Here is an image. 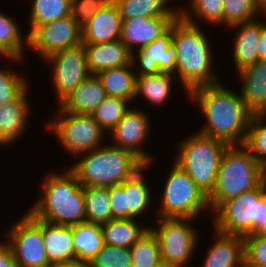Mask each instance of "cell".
<instances>
[{"label":"cell","instance_id":"obj_1","mask_svg":"<svg viewBox=\"0 0 266 267\" xmlns=\"http://www.w3.org/2000/svg\"><path fill=\"white\" fill-rule=\"evenodd\" d=\"M188 95L200 106L207 124L199 133L219 139L227 145H244L252 113L241 94L220 83L192 89Z\"/></svg>","mask_w":266,"mask_h":267},{"label":"cell","instance_id":"obj_2","mask_svg":"<svg viewBox=\"0 0 266 267\" xmlns=\"http://www.w3.org/2000/svg\"><path fill=\"white\" fill-rule=\"evenodd\" d=\"M200 29L197 23H188L181 16L173 23L175 71L187 94L196 87L219 83L211 69L209 40Z\"/></svg>","mask_w":266,"mask_h":267},{"label":"cell","instance_id":"obj_3","mask_svg":"<svg viewBox=\"0 0 266 267\" xmlns=\"http://www.w3.org/2000/svg\"><path fill=\"white\" fill-rule=\"evenodd\" d=\"M43 198L29 210L36 218L64 226L86 222L83 186L75 173H49L43 182Z\"/></svg>","mask_w":266,"mask_h":267},{"label":"cell","instance_id":"obj_4","mask_svg":"<svg viewBox=\"0 0 266 267\" xmlns=\"http://www.w3.org/2000/svg\"><path fill=\"white\" fill-rule=\"evenodd\" d=\"M265 180V169L244 146H228L221 158L209 208L216 211L224 202L257 188Z\"/></svg>","mask_w":266,"mask_h":267},{"label":"cell","instance_id":"obj_5","mask_svg":"<svg viewBox=\"0 0 266 267\" xmlns=\"http://www.w3.org/2000/svg\"><path fill=\"white\" fill-rule=\"evenodd\" d=\"M86 154L70 168L83 187L120 185L145 165L130 151L112 144Z\"/></svg>","mask_w":266,"mask_h":267},{"label":"cell","instance_id":"obj_6","mask_svg":"<svg viewBox=\"0 0 266 267\" xmlns=\"http://www.w3.org/2000/svg\"><path fill=\"white\" fill-rule=\"evenodd\" d=\"M228 146L219 139L197 133L184 140L174 160L209 196L215 188L221 158Z\"/></svg>","mask_w":266,"mask_h":267},{"label":"cell","instance_id":"obj_7","mask_svg":"<svg viewBox=\"0 0 266 267\" xmlns=\"http://www.w3.org/2000/svg\"><path fill=\"white\" fill-rule=\"evenodd\" d=\"M215 213V231L242 237L255 234L266 218V180L224 202Z\"/></svg>","mask_w":266,"mask_h":267},{"label":"cell","instance_id":"obj_8","mask_svg":"<svg viewBox=\"0 0 266 267\" xmlns=\"http://www.w3.org/2000/svg\"><path fill=\"white\" fill-rule=\"evenodd\" d=\"M169 173L161 198L160 218H190L209 207L206 196L176 162Z\"/></svg>","mask_w":266,"mask_h":267},{"label":"cell","instance_id":"obj_9","mask_svg":"<svg viewBox=\"0 0 266 267\" xmlns=\"http://www.w3.org/2000/svg\"><path fill=\"white\" fill-rule=\"evenodd\" d=\"M190 218H159V228L151 227L156 236L161 260L180 267L188 265L197 244L196 230L190 226Z\"/></svg>","mask_w":266,"mask_h":267},{"label":"cell","instance_id":"obj_10","mask_svg":"<svg viewBox=\"0 0 266 267\" xmlns=\"http://www.w3.org/2000/svg\"><path fill=\"white\" fill-rule=\"evenodd\" d=\"M59 115L64 118L51 122L48 129H52L62 146L71 154L81 155L99 148L104 130L91 114H77L65 112L59 107Z\"/></svg>","mask_w":266,"mask_h":267},{"label":"cell","instance_id":"obj_11","mask_svg":"<svg viewBox=\"0 0 266 267\" xmlns=\"http://www.w3.org/2000/svg\"><path fill=\"white\" fill-rule=\"evenodd\" d=\"M11 227L7 234L10 239L8 245L18 266L48 267L50 264L42 239V220L28 211Z\"/></svg>","mask_w":266,"mask_h":267},{"label":"cell","instance_id":"obj_12","mask_svg":"<svg viewBox=\"0 0 266 267\" xmlns=\"http://www.w3.org/2000/svg\"><path fill=\"white\" fill-rule=\"evenodd\" d=\"M25 37L27 47L46 59L56 52L82 43V27L69 15L38 25Z\"/></svg>","mask_w":266,"mask_h":267},{"label":"cell","instance_id":"obj_13","mask_svg":"<svg viewBox=\"0 0 266 267\" xmlns=\"http://www.w3.org/2000/svg\"><path fill=\"white\" fill-rule=\"evenodd\" d=\"M46 60L53 64L52 81L60 103L90 74L84 43L63 49Z\"/></svg>","mask_w":266,"mask_h":267},{"label":"cell","instance_id":"obj_14","mask_svg":"<svg viewBox=\"0 0 266 267\" xmlns=\"http://www.w3.org/2000/svg\"><path fill=\"white\" fill-rule=\"evenodd\" d=\"M141 110L129 109L123 119L109 132L114 146L125 149L138 157L145 165L152 163L151 155L141 150L149 131V117ZM141 144V145H140Z\"/></svg>","mask_w":266,"mask_h":267},{"label":"cell","instance_id":"obj_15","mask_svg":"<svg viewBox=\"0 0 266 267\" xmlns=\"http://www.w3.org/2000/svg\"><path fill=\"white\" fill-rule=\"evenodd\" d=\"M179 16L148 18L145 16L122 19L120 40L133 53V47H145L165 34Z\"/></svg>","mask_w":266,"mask_h":267},{"label":"cell","instance_id":"obj_16","mask_svg":"<svg viewBox=\"0 0 266 267\" xmlns=\"http://www.w3.org/2000/svg\"><path fill=\"white\" fill-rule=\"evenodd\" d=\"M173 24L171 28L145 47L138 49L140 72L136 75H151L160 72L174 75L176 69L175 51L172 46Z\"/></svg>","mask_w":266,"mask_h":267},{"label":"cell","instance_id":"obj_17","mask_svg":"<svg viewBox=\"0 0 266 267\" xmlns=\"http://www.w3.org/2000/svg\"><path fill=\"white\" fill-rule=\"evenodd\" d=\"M122 18L111 0L82 27V43L100 44L120 40Z\"/></svg>","mask_w":266,"mask_h":267},{"label":"cell","instance_id":"obj_18","mask_svg":"<svg viewBox=\"0 0 266 267\" xmlns=\"http://www.w3.org/2000/svg\"><path fill=\"white\" fill-rule=\"evenodd\" d=\"M88 69L91 75L129 65L132 62V53L121 41L110 43H84Z\"/></svg>","mask_w":266,"mask_h":267},{"label":"cell","instance_id":"obj_19","mask_svg":"<svg viewBox=\"0 0 266 267\" xmlns=\"http://www.w3.org/2000/svg\"><path fill=\"white\" fill-rule=\"evenodd\" d=\"M243 80L241 98L252 114H266V59L238 72Z\"/></svg>","mask_w":266,"mask_h":267},{"label":"cell","instance_id":"obj_20","mask_svg":"<svg viewBox=\"0 0 266 267\" xmlns=\"http://www.w3.org/2000/svg\"><path fill=\"white\" fill-rule=\"evenodd\" d=\"M107 96L97 75H89L60 103L65 112L91 114Z\"/></svg>","mask_w":266,"mask_h":267},{"label":"cell","instance_id":"obj_21","mask_svg":"<svg viewBox=\"0 0 266 267\" xmlns=\"http://www.w3.org/2000/svg\"><path fill=\"white\" fill-rule=\"evenodd\" d=\"M216 232L203 267H245V237Z\"/></svg>","mask_w":266,"mask_h":267},{"label":"cell","instance_id":"obj_22","mask_svg":"<svg viewBox=\"0 0 266 267\" xmlns=\"http://www.w3.org/2000/svg\"><path fill=\"white\" fill-rule=\"evenodd\" d=\"M42 239L49 264L76 260L72 226L42 220Z\"/></svg>","mask_w":266,"mask_h":267},{"label":"cell","instance_id":"obj_23","mask_svg":"<svg viewBox=\"0 0 266 267\" xmlns=\"http://www.w3.org/2000/svg\"><path fill=\"white\" fill-rule=\"evenodd\" d=\"M25 90L17 99L0 105V145L10 144L26 130L29 114Z\"/></svg>","mask_w":266,"mask_h":267},{"label":"cell","instance_id":"obj_24","mask_svg":"<svg viewBox=\"0 0 266 267\" xmlns=\"http://www.w3.org/2000/svg\"><path fill=\"white\" fill-rule=\"evenodd\" d=\"M241 26V27H240ZM240 28L236 38H234V61L237 67V72L255 64L258 60L257 46L260 37V22L254 20L237 23L232 26Z\"/></svg>","mask_w":266,"mask_h":267},{"label":"cell","instance_id":"obj_25","mask_svg":"<svg viewBox=\"0 0 266 267\" xmlns=\"http://www.w3.org/2000/svg\"><path fill=\"white\" fill-rule=\"evenodd\" d=\"M132 53V62L129 65L104 70L97 74L107 96H113L131 101L136 98L137 75L131 69L136 62Z\"/></svg>","mask_w":266,"mask_h":267},{"label":"cell","instance_id":"obj_26","mask_svg":"<svg viewBox=\"0 0 266 267\" xmlns=\"http://www.w3.org/2000/svg\"><path fill=\"white\" fill-rule=\"evenodd\" d=\"M76 260L89 263L105 245L102 226L89 222L72 226Z\"/></svg>","mask_w":266,"mask_h":267},{"label":"cell","instance_id":"obj_27","mask_svg":"<svg viewBox=\"0 0 266 267\" xmlns=\"http://www.w3.org/2000/svg\"><path fill=\"white\" fill-rule=\"evenodd\" d=\"M105 245L130 248L150 227H140L134 218L112 219L102 224Z\"/></svg>","mask_w":266,"mask_h":267},{"label":"cell","instance_id":"obj_28","mask_svg":"<svg viewBox=\"0 0 266 267\" xmlns=\"http://www.w3.org/2000/svg\"><path fill=\"white\" fill-rule=\"evenodd\" d=\"M148 165H144L130 179L120 184L125 190L126 219L137 218L144 213L151 199V194L147 183L141 174Z\"/></svg>","mask_w":266,"mask_h":267},{"label":"cell","instance_id":"obj_29","mask_svg":"<svg viewBox=\"0 0 266 267\" xmlns=\"http://www.w3.org/2000/svg\"><path fill=\"white\" fill-rule=\"evenodd\" d=\"M83 192L86 222L102 225L113 219L109 187L86 186Z\"/></svg>","mask_w":266,"mask_h":267},{"label":"cell","instance_id":"obj_30","mask_svg":"<svg viewBox=\"0 0 266 267\" xmlns=\"http://www.w3.org/2000/svg\"><path fill=\"white\" fill-rule=\"evenodd\" d=\"M169 0H113L122 19L145 16L156 18L162 16H180V11L165 7Z\"/></svg>","mask_w":266,"mask_h":267},{"label":"cell","instance_id":"obj_31","mask_svg":"<svg viewBox=\"0 0 266 267\" xmlns=\"http://www.w3.org/2000/svg\"><path fill=\"white\" fill-rule=\"evenodd\" d=\"M173 76L165 72L137 76L136 96L141 94L151 104L161 105L171 93L172 82L176 80Z\"/></svg>","mask_w":266,"mask_h":267},{"label":"cell","instance_id":"obj_32","mask_svg":"<svg viewBox=\"0 0 266 267\" xmlns=\"http://www.w3.org/2000/svg\"><path fill=\"white\" fill-rule=\"evenodd\" d=\"M71 2L72 0H33L28 35L38 25L71 15Z\"/></svg>","mask_w":266,"mask_h":267},{"label":"cell","instance_id":"obj_33","mask_svg":"<svg viewBox=\"0 0 266 267\" xmlns=\"http://www.w3.org/2000/svg\"><path fill=\"white\" fill-rule=\"evenodd\" d=\"M132 267H157L162 261L159 243L149 229L130 247Z\"/></svg>","mask_w":266,"mask_h":267},{"label":"cell","instance_id":"obj_34","mask_svg":"<svg viewBox=\"0 0 266 267\" xmlns=\"http://www.w3.org/2000/svg\"><path fill=\"white\" fill-rule=\"evenodd\" d=\"M127 103L129 104L128 100L106 96L91 115L100 127L109 133L130 109Z\"/></svg>","mask_w":266,"mask_h":267},{"label":"cell","instance_id":"obj_35","mask_svg":"<svg viewBox=\"0 0 266 267\" xmlns=\"http://www.w3.org/2000/svg\"><path fill=\"white\" fill-rule=\"evenodd\" d=\"M266 114H252L244 146L266 169Z\"/></svg>","mask_w":266,"mask_h":267},{"label":"cell","instance_id":"obj_36","mask_svg":"<svg viewBox=\"0 0 266 267\" xmlns=\"http://www.w3.org/2000/svg\"><path fill=\"white\" fill-rule=\"evenodd\" d=\"M223 4L224 0H191L190 7L193 11H180V16L188 23H195L191 14L194 13L195 16L216 25L223 23Z\"/></svg>","mask_w":266,"mask_h":267},{"label":"cell","instance_id":"obj_37","mask_svg":"<svg viewBox=\"0 0 266 267\" xmlns=\"http://www.w3.org/2000/svg\"><path fill=\"white\" fill-rule=\"evenodd\" d=\"M223 8V23L228 26L254 20L260 13L256 0H224Z\"/></svg>","mask_w":266,"mask_h":267},{"label":"cell","instance_id":"obj_38","mask_svg":"<svg viewBox=\"0 0 266 267\" xmlns=\"http://www.w3.org/2000/svg\"><path fill=\"white\" fill-rule=\"evenodd\" d=\"M90 267H132L130 248L104 245L89 262Z\"/></svg>","mask_w":266,"mask_h":267},{"label":"cell","instance_id":"obj_39","mask_svg":"<svg viewBox=\"0 0 266 267\" xmlns=\"http://www.w3.org/2000/svg\"><path fill=\"white\" fill-rule=\"evenodd\" d=\"M0 12V44L8 48L17 58H23L24 43L15 20Z\"/></svg>","mask_w":266,"mask_h":267},{"label":"cell","instance_id":"obj_40","mask_svg":"<svg viewBox=\"0 0 266 267\" xmlns=\"http://www.w3.org/2000/svg\"><path fill=\"white\" fill-rule=\"evenodd\" d=\"M10 70L0 69V105L17 99L26 89V79Z\"/></svg>","mask_w":266,"mask_h":267},{"label":"cell","instance_id":"obj_41","mask_svg":"<svg viewBox=\"0 0 266 267\" xmlns=\"http://www.w3.org/2000/svg\"><path fill=\"white\" fill-rule=\"evenodd\" d=\"M245 267H266V236L245 237Z\"/></svg>","mask_w":266,"mask_h":267},{"label":"cell","instance_id":"obj_42","mask_svg":"<svg viewBox=\"0 0 266 267\" xmlns=\"http://www.w3.org/2000/svg\"><path fill=\"white\" fill-rule=\"evenodd\" d=\"M111 0H72L71 17L83 27Z\"/></svg>","mask_w":266,"mask_h":267},{"label":"cell","instance_id":"obj_43","mask_svg":"<svg viewBox=\"0 0 266 267\" xmlns=\"http://www.w3.org/2000/svg\"><path fill=\"white\" fill-rule=\"evenodd\" d=\"M113 219H126L125 190L121 185L109 187Z\"/></svg>","mask_w":266,"mask_h":267},{"label":"cell","instance_id":"obj_44","mask_svg":"<svg viewBox=\"0 0 266 267\" xmlns=\"http://www.w3.org/2000/svg\"><path fill=\"white\" fill-rule=\"evenodd\" d=\"M0 267H19L13 258L8 243L0 244Z\"/></svg>","mask_w":266,"mask_h":267},{"label":"cell","instance_id":"obj_45","mask_svg":"<svg viewBox=\"0 0 266 267\" xmlns=\"http://www.w3.org/2000/svg\"><path fill=\"white\" fill-rule=\"evenodd\" d=\"M257 53L259 59H266V25L260 23V37L258 40Z\"/></svg>","mask_w":266,"mask_h":267},{"label":"cell","instance_id":"obj_46","mask_svg":"<svg viewBox=\"0 0 266 267\" xmlns=\"http://www.w3.org/2000/svg\"><path fill=\"white\" fill-rule=\"evenodd\" d=\"M48 267H90L89 263L73 260L68 262H59V263H52Z\"/></svg>","mask_w":266,"mask_h":267},{"label":"cell","instance_id":"obj_47","mask_svg":"<svg viewBox=\"0 0 266 267\" xmlns=\"http://www.w3.org/2000/svg\"><path fill=\"white\" fill-rule=\"evenodd\" d=\"M0 53L2 56H6V58L12 59L13 61L22 59L17 58L8 48H6L4 45L0 44Z\"/></svg>","mask_w":266,"mask_h":267},{"label":"cell","instance_id":"obj_48","mask_svg":"<svg viewBox=\"0 0 266 267\" xmlns=\"http://www.w3.org/2000/svg\"><path fill=\"white\" fill-rule=\"evenodd\" d=\"M256 4L261 14L263 12L265 15L266 14V0H256Z\"/></svg>","mask_w":266,"mask_h":267},{"label":"cell","instance_id":"obj_49","mask_svg":"<svg viewBox=\"0 0 266 267\" xmlns=\"http://www.w3.org/2000/svg\"><path fill=\"white\" fill-rule=\"evenodd\" d=\"M250 235H264L266 236V218L264 223H260V229L255 234Z\"/></svg>","mask_w":266,"mask_h":267},{"label":"cell","instance_id":"obj_50","mask_svg":"<svg viewBox=\"0 0 266 267\" xmlns=\"http://www.w3.org/2000/svg\"><path fill=\"white\" fill-rule=\"evenodd\" d=\"M157 267H180V266L172 264L170 262L161 261Z\"/></svg>","mask_w":266,"mask_h":267}]
</instances>
